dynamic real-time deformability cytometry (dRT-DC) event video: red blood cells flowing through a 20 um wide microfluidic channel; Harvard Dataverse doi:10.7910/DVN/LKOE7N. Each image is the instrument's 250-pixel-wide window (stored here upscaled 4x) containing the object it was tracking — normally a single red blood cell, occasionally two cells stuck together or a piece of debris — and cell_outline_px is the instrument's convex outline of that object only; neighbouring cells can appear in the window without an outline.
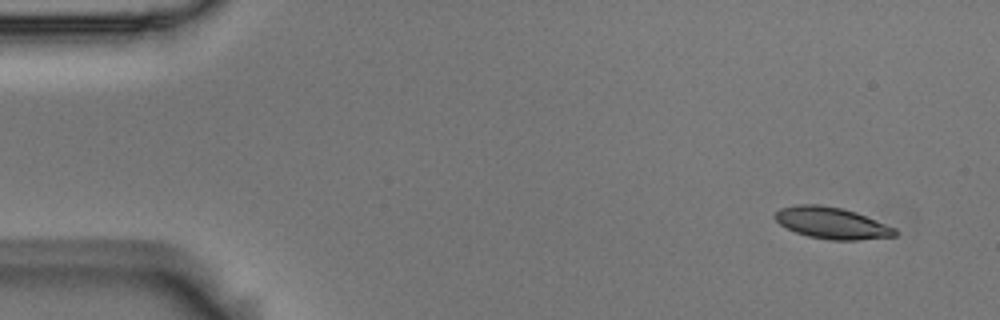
{"species": "Egyptian fruit bat (a non-hibernating species)", "species_latin": "Rousettus aegyptiacus", "temperature_condition": "room temperature", "stored_images_in_passage": 7, "camera_frame_rate_fps": 3000, "um_per_image_px": 0.085, "animal": {"sex": "male"}, "frame": {"image": 1, "passage_image": 1, "time_ms": 0.0, "image_size_px": [1000, 320], "cell_outline_px": [[900, 232], [896, 236], [860, 240], [832, 240], [808, 236], [796, 232], [780, 224], [772, 216], [780, 208], [800, 204], [820, 204], [840, 208], [856, 212], [896, 228]], "centroid_in_image_um": [70.73, 18.96], "position_along_channel_um": 14.3, "area_um2": 22.08}}
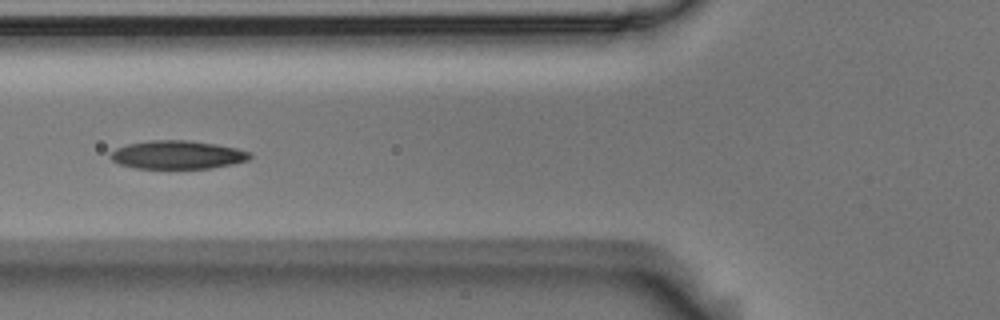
{"frame": {"image": 2, "passage_image": 6, "time_ms": 1.667, "image_size_px": [1000, 320], "cell_outline_px": [[252, 156], [248, 160], [232, 164], [212, 168], [136, 168], [120, 164], [112, 160], [108, 156], [116, 148], [128, 144], [148, 140], [188, 140], [216, 144], [236, 148], [252, 152]], "centroid_in_image_um": [15.1, 13.15], "position_along_channel_um": 110.7, "area_um2": 23.06}}
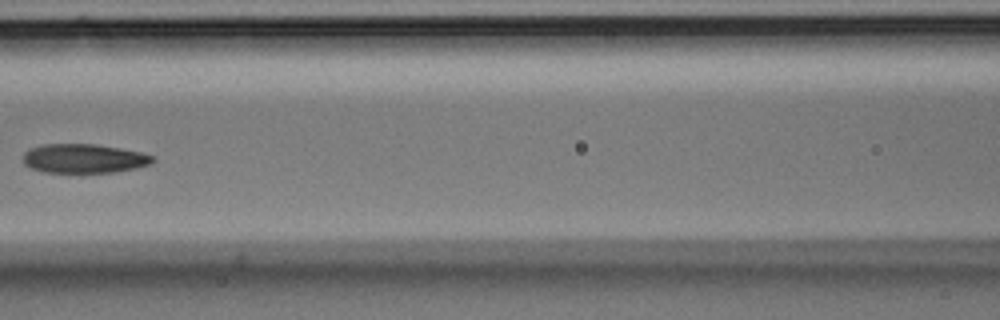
{"frame": {"image": 3, "passage_image": 7, "time_ms": 2.0, "image_size_px": [1000, 320], "cell_outline_px": [[156, 160], [152, 164], [136, 168], [112, 172], [40, 172], [24, 164], [24, 152], [32, 148], [44, 144], [96, 144], [120, 148], [140, 152], [156, 156]], "centroid_in_image_um": [7.18, 13.47], "position_along_channel_um": 159.4, "area_um2": 22.02}}